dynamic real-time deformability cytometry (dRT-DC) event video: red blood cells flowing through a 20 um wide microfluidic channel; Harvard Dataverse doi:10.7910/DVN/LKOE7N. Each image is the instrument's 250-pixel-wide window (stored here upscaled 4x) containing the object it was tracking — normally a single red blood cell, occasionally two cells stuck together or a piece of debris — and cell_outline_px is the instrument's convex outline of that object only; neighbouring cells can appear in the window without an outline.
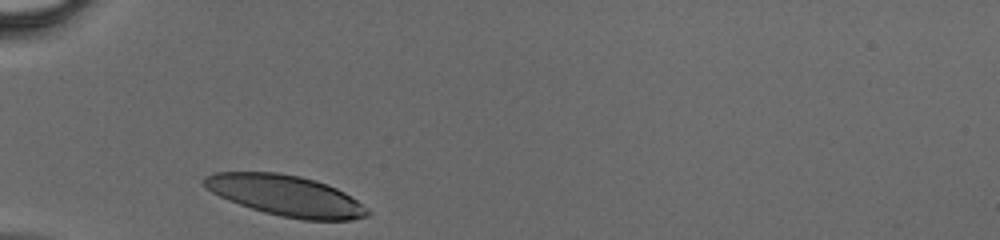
{"species": "human", "species_latin": "Homo sapiens", "temperature_condition": "cold", "stored_images_in_passage": 24, "camera_frame_rate_fps": 3000, "um_per_image_px": 0.085, "donor": {"sex": "male"}, "frame": {"image": 1, "passage_image": 1, "time_ms": 0.0, "image_size_px": [1000, 240], "cell_outline_px": [[372, 212], [368, 216], [352, 220], [304, 220], [280, 216], [264, 212], [228, 200], [204, 188], [200, 180], [204, 176], [212, 172], [276, 172], [300, 176], [316, 180], [336, 188], [344, 192], [368, 208]], "centroid_in_image_um": [24.27, 16.62], "position_along_channel_um": 60.7, "area_um2": 38.96}}
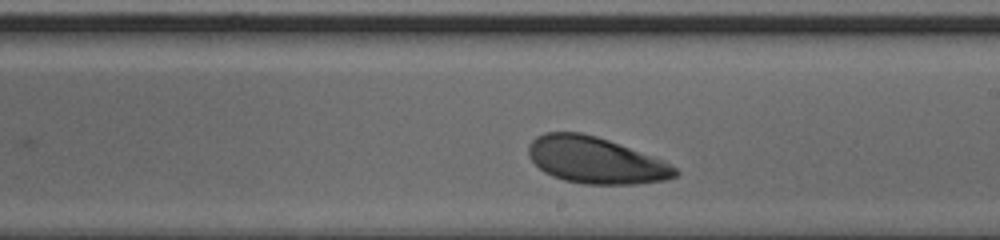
{"frame": {"image": 2, "passage_image": 14, "time_ms": 4.333, "image_size_px": [1000, 240], "cell_outline_px": [[680, 172], [676, 176], [664, 180], [632, 184], [584, 184], [564, 180], [552, 176], [544, 172], [528, 156], [528, 144], [536, 136], [544, 132], [580, 132], [596, 136], [608, 140], [664, 160], [676, 168]], "centroid_in_image_um": [50.6, 13.62], "position_along_channel_um": 238.4, "area_um2": 39.65}}
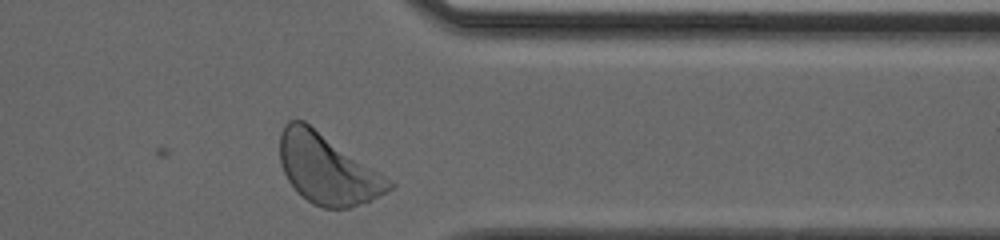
{"frame": {"image": 3, "passage_image": 24, "time_ms": 7.667, "image_size_px": [1000, 240], "cell_outline_px": [[396, 184], [392, 188], [368, 200], [348, 208], [324, 208], [312, 204], [288, 180], [280, 164], [280, 132], [284, 124], [288, 120], [304, 120]], "centroid_in_image_um": [27.77, 14.34], "position_along_channel_um": 383.6, "area_um2": 43.52}}